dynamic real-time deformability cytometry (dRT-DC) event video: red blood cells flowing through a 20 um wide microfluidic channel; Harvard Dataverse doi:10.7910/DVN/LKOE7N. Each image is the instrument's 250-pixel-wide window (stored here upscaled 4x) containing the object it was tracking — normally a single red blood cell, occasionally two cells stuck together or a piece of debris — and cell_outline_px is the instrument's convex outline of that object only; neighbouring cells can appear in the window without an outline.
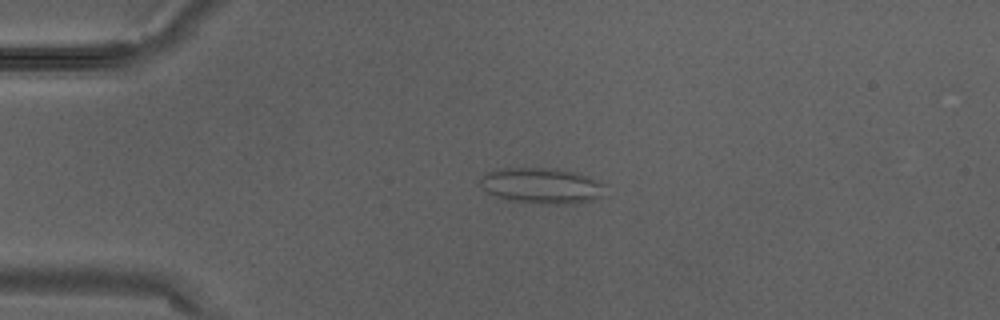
{"species": "Egyptian fruit bat (a non-hibernating species)", "species_latin": "Rousettus aegyptiacus", "temperature_condition": "warm", "stored_images_in_passage": 3, "camera_frame_rate_fps": 3000, "um_per_image_px": 0.085, "animal": {"sex": "male"}, "frame": {"image": 1, "passage_image": 2, "time_ms": 0.333, "image_size_px": [1000, 320], "cell_outline_px": [[604, 196], [592, 200], [572, 204], [548, 204], [512, 200], [488, 192], [476, 184], [484, 172], [492, 168], [548, 168], [576, 172], [600, 180], [604, 184]], "centroid_in_image_um": [46.03, 15.76], "position_along_channel_um": 39.0, "area_um2": 26.3}}
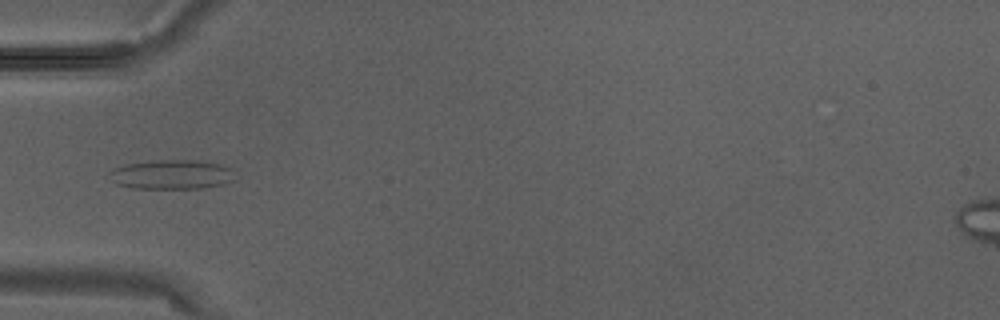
{"frame": {"image": 2, "passage_image": 3, "time_ms": 0.667, "image_size_px": [1000, 320], "cell_outline_px": [[232, 180], [224, 184], [204, 188], [132, 188], [116, 184], [108, 172], [112, 168], [124, 164], [160, 160], [196, 160], [220, 164], [232, 168]], "centroid_in_image_um": [14.57, 14.83], "position_along_channel_um": 70.4, "area_um2": 21.44}}